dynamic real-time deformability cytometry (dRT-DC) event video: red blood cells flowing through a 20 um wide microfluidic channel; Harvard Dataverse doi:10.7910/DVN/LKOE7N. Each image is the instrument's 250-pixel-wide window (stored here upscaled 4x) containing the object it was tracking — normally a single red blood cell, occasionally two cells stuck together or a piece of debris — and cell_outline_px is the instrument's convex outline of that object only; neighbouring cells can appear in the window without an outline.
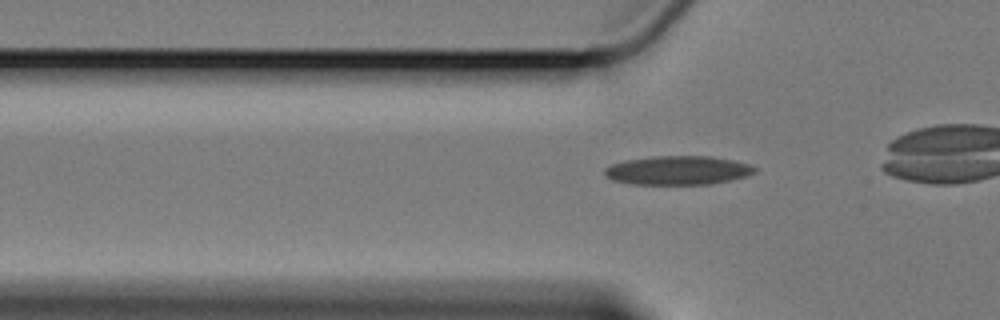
{"species": "Egyptian fruit bat (a non-hibernating species)", "species_latin": "Rousettus aegyptiacus", "temperature_condition": "cold", "stored_images_in_passage": 36, "camera_frame_rate_fps": 3000, "um_per_image_px": 0.085, "animal": {"sex": "female"}, "frame": {"image": 1, "passage_image": 8, "time_ms": 2.333, "image_size_px": [1000, 320], "cell_outline_px": [[756, 172], [744, 176], [728, 180], [708, 184], [632, 184], [612, 180], [604, 172], [604, 168], [612, 164], [624, 160], [652, 156], [712, 156], [732, 160], [748, 164], [756, 168]], "centroid_in_image_um": [57.58, 14.47], "position_along_channel_um": 68.2, "area_um2": 25.09}}
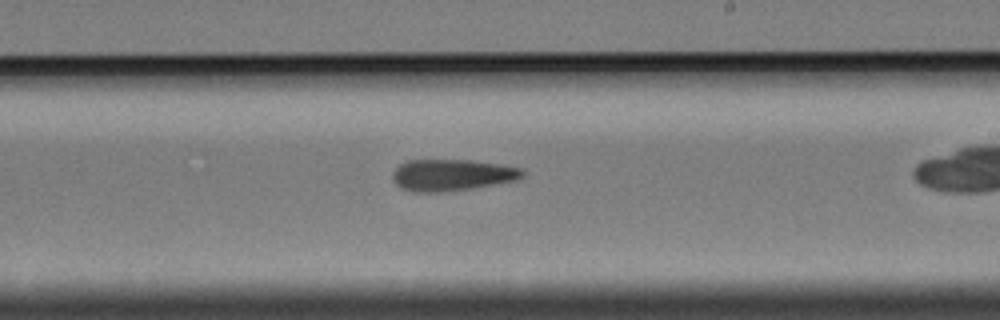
{"frame": {"image": 2, "passage_image": 24, "time_ms": 7.667, "image_size_px": [1000, 320], "cell_outline_px": [[524, 176], [516, 180], [472, 188], [440, 192], [412, 192], [396, 184], [392, 176], [392, 172], [400, 164], [408, 160], [472, 160], [500, 164], [520, 168], [524, 172]], "centroid_in_image_um": [38.41, 14.87], "position_along_channel_um": 250.6, "area_um2": 23.76}}
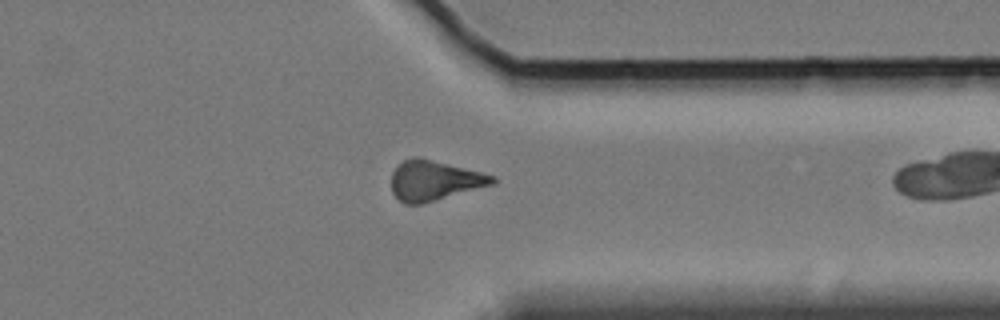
{"frame": {"image": 3, "passage_image": 35, "time_ms": 11.333, "image_size_px": [1000, 320], "cell_outline_px": [[496, 184], [420, 204], [404, 204], [392, 192], [392, 172], [404, 160], [416, 156], [420, 156], [496, 176]], "centroid_in_image_um": [36.94, 15.33], "position_along_channel_um": 374.5, "area_um2": 23.52}}